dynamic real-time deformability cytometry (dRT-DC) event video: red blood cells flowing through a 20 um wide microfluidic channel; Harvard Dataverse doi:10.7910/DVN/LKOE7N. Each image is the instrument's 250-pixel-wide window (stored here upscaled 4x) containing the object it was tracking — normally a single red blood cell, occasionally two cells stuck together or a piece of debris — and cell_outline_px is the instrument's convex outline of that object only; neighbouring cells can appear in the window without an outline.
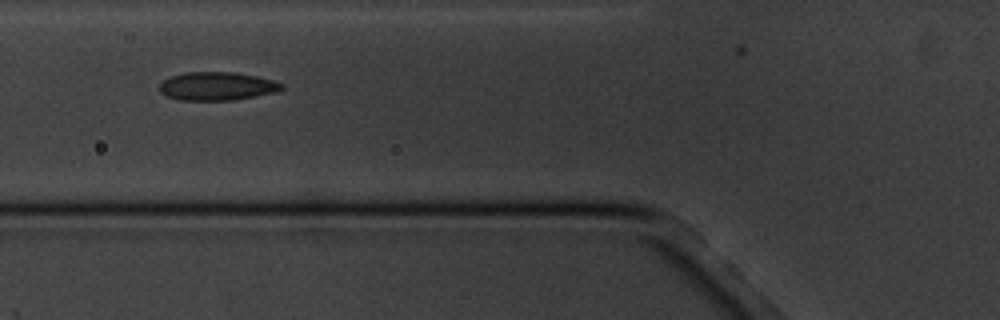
{"species": "common noctule bat (a hibernating species)", "species_latin": "Nyctalus noctula", "temperature_condition": "cold", "stored_images_in_passage": 9, "camera_frame_rate_fps": 3000, "um_per_image_px": 0.085, "animal": {"sex": "male", "body_mass_g": 20.1, "forearm_length_mm": 53.5}, "frame": {"image": 1, "passage_image": 6, "time_ms": 6.667, "image_size_px": [1000, 320], "cell_outline_px": [[284, 88], [276, 92], [256, 96], [232, 100], [180, 100], [164, 96], [160, 92], [160, 84], [164, 80], [172, 76], [184, 72], [236, 72], [256, 76], [272, 80], [284, 84]], "centroid_in_image_um": [18.44, 7.33], "position_along_channel_um": 107.4, "area_um2": 20.23}}
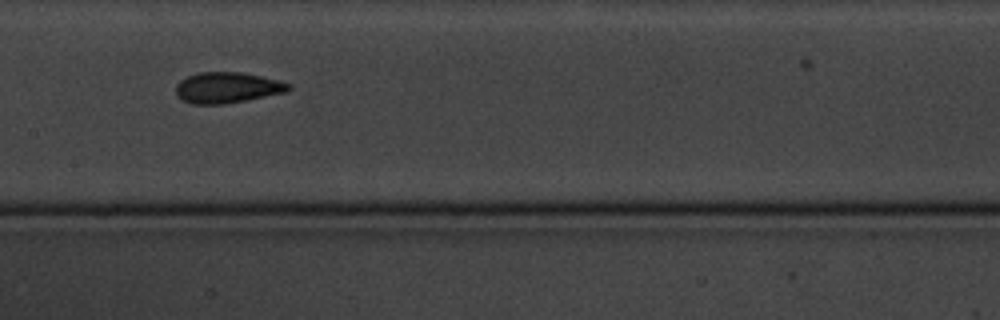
{"frame": {"image": 2, "passage_image": 8, "time_ms": 9.0, "image_size_px": [1000, 320], "cell_outline_px": [[292, 88], [288, 92], [224, 104], [192, 104], [180, 100], [176, 96], [176, 84], [180, 80], [188, 76], [200, 72], [244, 72], [280, 80], [292, 84]], "centroid_in_image_um": [19.33, 7.45], "position_along_channel_um": 188.1, "area_um2": 20.58}}
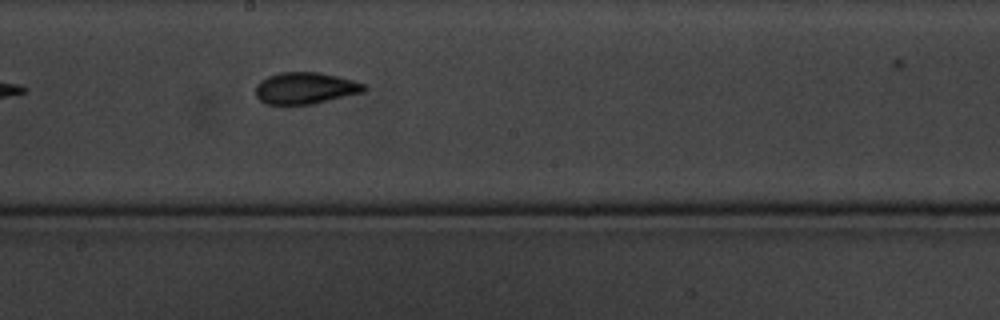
{"frame": {"image": 3, "passage_image": 9, "time_ms": 10.0, "image_size_px": [1000, 320], "cell_outline_px": [[368, 88], [364, 92], [312, 104], [264, 104], [256, 96], [256, 84], [260, 80], [268, 76], [280, 72], [320, 72], [352, 80], [364, 84]], "centroid_in_image_um": [25.94, 7.49], "position_along_channel_um": 222.3, "area_um2": 20.0}}